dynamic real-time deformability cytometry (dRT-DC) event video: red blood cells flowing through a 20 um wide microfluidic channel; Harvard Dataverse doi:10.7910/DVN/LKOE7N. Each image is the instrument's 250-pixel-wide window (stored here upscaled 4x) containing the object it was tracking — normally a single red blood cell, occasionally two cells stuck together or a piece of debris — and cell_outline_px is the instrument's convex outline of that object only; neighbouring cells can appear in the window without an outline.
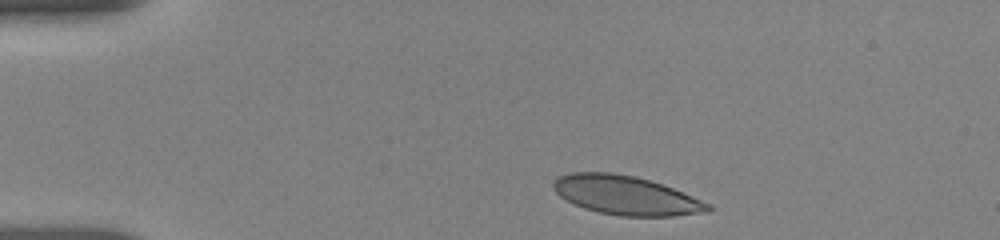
{"species": "human", "species_latin": "Homo sapiens", "temperature_condition": "room temperature", "stored_images_in_passage": 7, "camera_frame_rate_fps": 3000, "um_per_image_px": 0.085, "donor": {"sex": "female"}, "frame": {"image": 1, "passage_image": 1, "time_ms": 0.0, "image_size_px": [1000, 240], "cell_outline_px": [[716, 208], [708, 212], [672, 216], [620, 216], [600, 212], [584, 208], [560, 196], [552, 188], [552, 184], [560, 176], [572, 172], [612, 172], [636, 176], [672, 188], [712, 204]], "centroid_in_image_um": [53.24, 16.6], "position_along_channel_um": 31.8, "area_um2": 34.97}}
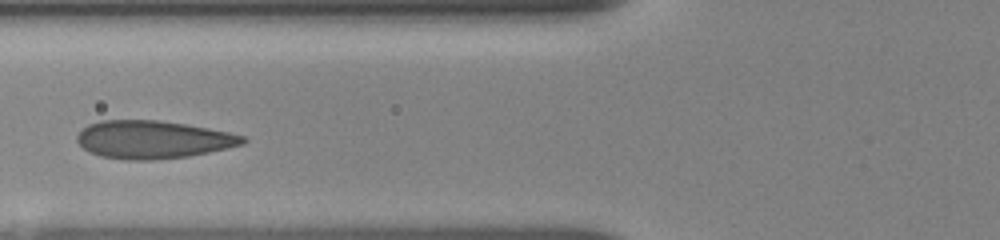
{"frame": {"image": 2, "passage_image": 5, "time_ms": 3.667, "image_size_px": [1000, 240], "cell_outline_px": [[248, 140], [244, 144], [228, 148], [188, 156], [152, 160], [124, 160], [100, 156], [88, 152], [76, 140], [76, 136], [88, 124], [100, 120], [160, 120], [208, 128], [228, 132], [244, 136]], "centroid_in_image_um": [12.99, 11.86], "position_along_channel_um": 112.8, "area_um2": 36.65}}
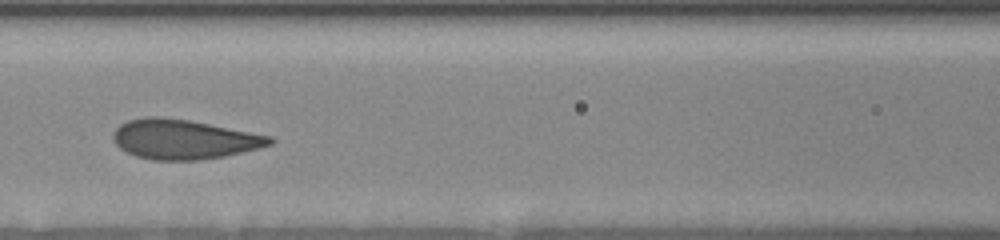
{"frame": {"image": 3, "passage_image": 6, "time_ms": 4.667, "image_size_px": [1000, 240], "cell_outline_px": [[276, 140], [272, 144], [260, 148], [224, 156], [200, 160], [152, 160], [136, 156], [120, 148], [116, 144], [112, 136], [112, 132], [120, 124], [128, 120], [148, 116], [156, 116], [188, 120], [272, 136]], "centroid_in_image_um": [15.62, 11.84], "position_along_channel_um": 151.0, "area_um2": 36.13}}